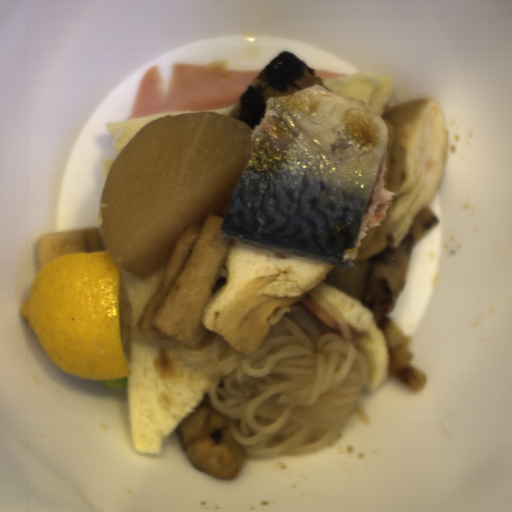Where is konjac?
I'll return each mask as SVG.
<instances>
[{"label": "konjac", "instance_id": "konjac-1", "mask_svg": "<svg viewBox=\"0 0 512 512\" xmlns=\"http://www.w3.org/2000/svg\"><path fill=\"white\" fill-rule=\"evenodd\" d=\"M334 316L330 329L300 300L272 325L252 354L207 329L194 344L142 336L119 295L121 344L177 350L184 366L211 379L212 406L248 458L311 454L339 441L352 417L371 421L359 399L368 378L365 356L339 312L315 289L307 295Z\"/></svg>", "mask_w": 512, "mask_h": 512}]
</instances>
